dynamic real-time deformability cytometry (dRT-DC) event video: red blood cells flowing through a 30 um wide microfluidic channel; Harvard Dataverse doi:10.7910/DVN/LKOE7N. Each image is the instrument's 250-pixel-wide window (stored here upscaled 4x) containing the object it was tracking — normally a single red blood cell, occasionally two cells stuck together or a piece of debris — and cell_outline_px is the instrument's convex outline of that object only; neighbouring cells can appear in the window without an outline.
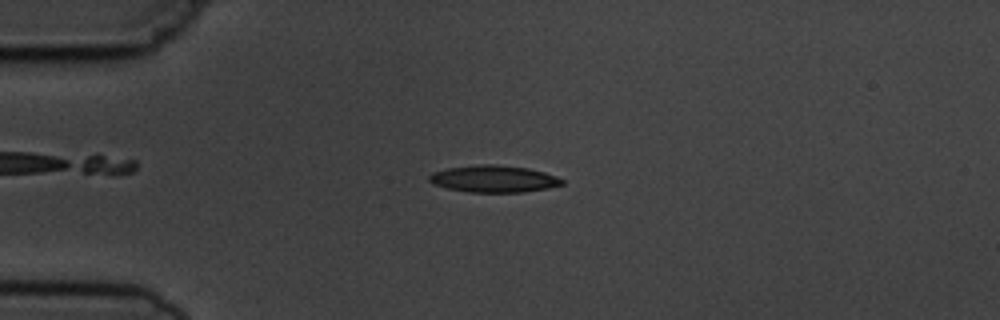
{"species": "common noctule bat (a hibernating species)", "species_latin": "Nyctalus noctula", "temperature_condition": "cold", "stored_images_in_passage": 7, "camera_frame_rate_fps": 3000, "um_per_image_px": 0.085, "animal": {"sex": "male", "body_mass_g": 19.5, "forearm_length_mm": 54.6}, "frame": {"image": 1, "passage_image": 4, "time_ms": 3.333, "image_size_px": [1000, 320], "cell_outline_px": [[564, 184], [548, 188], [524, 192], [468, 192], [448, 188], [432, 184], [428, 180], [428, 176], [432, 172], [448, 168], [480, 164], [492, 164], [528, 168], [544, 172], [556, 176], [564, 180]], "centroid_in_image_um": [41.96, 15.2], "position_along_channel_um": 43.0, "area_um2": 20.87}}
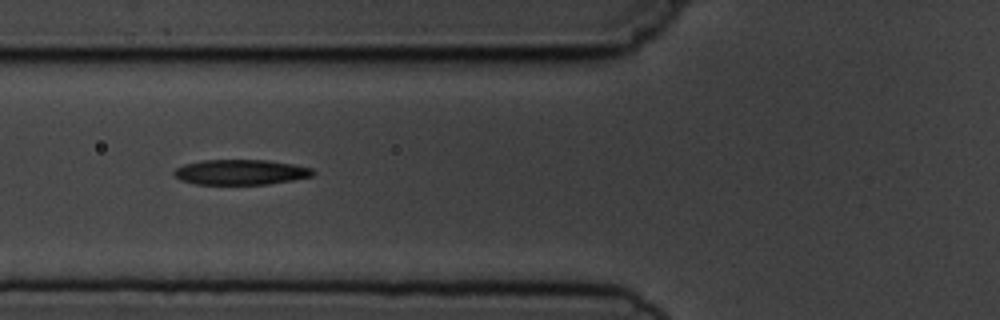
{"frame": {"image": 2, "passage_image": 6, "time_ms": 5.667, "image_size_px": [1000, 320], "cell_outline_px": [[316, 172], [312, 176], [292, 180], [268, 184], [192, 184], [180, 180], [172, 172], [176, 168], [184, 164], [204, 160], [268, 160], [292, 164], [312, 168]], "centroid_in_image_um": [20.45, 14.63], "position_along_channel_um": 105.4, "area_um2": 20.4}}
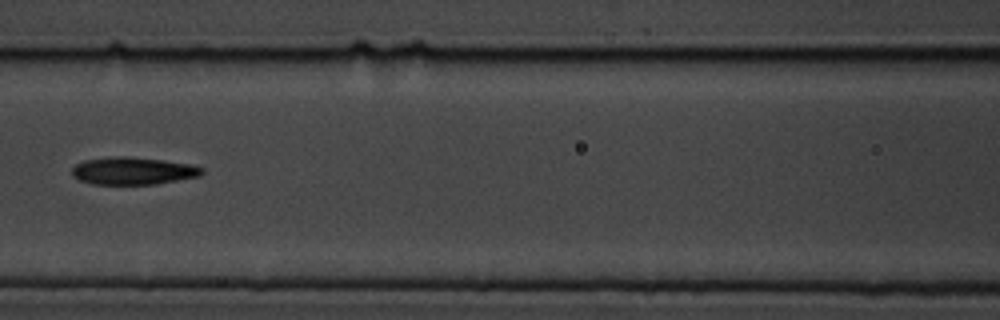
{"frame": {"image": 3, "passage_image": 7, "time_ms": 7.0, "image_size_px": [1000, 320], "cell_outline_px": [[204, 172], [200, 176], [156, 184], [92, 184], [80, 180], [72, 176], [72, 168], [76, 164], [84, 160], [112, 156], [128, 156], [192, 164], [204, 168]], "centroid_in_image_um": [11.31, 14.52], "position_along_channel_um": 155.3, "area_um2": 20.87}}